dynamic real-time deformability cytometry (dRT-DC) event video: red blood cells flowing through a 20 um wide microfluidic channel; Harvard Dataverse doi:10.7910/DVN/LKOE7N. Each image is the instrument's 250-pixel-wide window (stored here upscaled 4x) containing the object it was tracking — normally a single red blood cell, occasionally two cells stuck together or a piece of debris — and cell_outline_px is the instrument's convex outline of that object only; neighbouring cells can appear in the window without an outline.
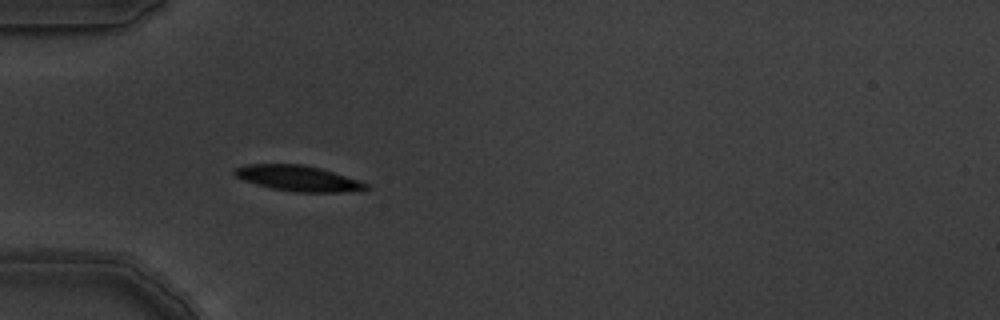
{"species": "common noctule bat (a hibernating species)", "species_latin": "Nyctalus noctula", "temperature_condition": "warm", "stored_images_in_passage": 5, "camera_frame_rate_fps": 3000, "um_per_image_px": 0.085, "animal": {"sex": "male", "body_mass_g": 19.5, "forearm_length_mm": 54.6}, "frame": {"image": 1, "passage_image": 5, "time_ms": 1.333, "image_size_px": [1000, 320], "cell_outline_px": [[368, 188], [340, 192], [296, 192], [272, 188], [256, 184], [244, 180], [236, 176], [232, 172], [236, 168], [248, 164], [304, 164], [320, 168], [368, 184]], "centroid_in_image_um": [25.27, 15.15], "position_along_channel_um": 59.7, "area_um2": 19.13}}